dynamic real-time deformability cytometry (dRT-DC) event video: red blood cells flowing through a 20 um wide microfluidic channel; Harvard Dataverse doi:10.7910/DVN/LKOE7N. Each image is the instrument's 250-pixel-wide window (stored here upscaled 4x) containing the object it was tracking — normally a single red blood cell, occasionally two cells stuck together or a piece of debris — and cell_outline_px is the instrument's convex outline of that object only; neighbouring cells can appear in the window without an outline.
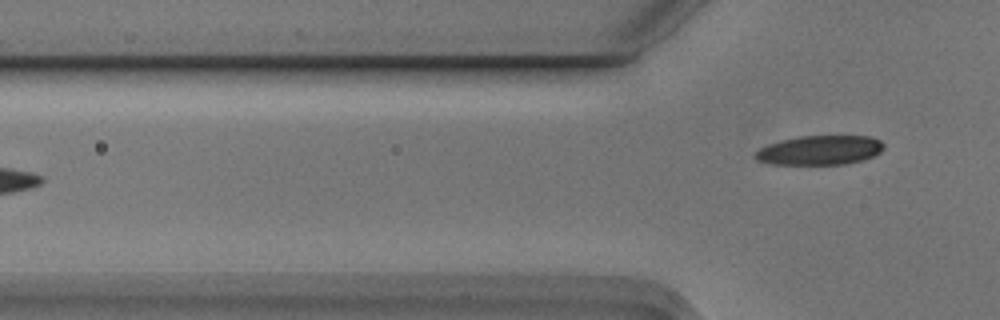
{"species": "Egyptian fruit bat (a non-hibernating species)", "species_latin": "Rousettus aegyptiacus", "temperature_condition": "cold", "stored_images_in_passage": 5, "camera_frame_rate_fps": 3000, "um_per_image_px": 0.085, "animal": {"sex": "male"}, "frame": {"image": 1, "passage_image": 5, "time_ms": 1.333, "image_size_px": [1000, 320], "cell_outline_px": [[884, 148], [880, 152], [872, 156], [860, 160], [844, 164], [772, 164], [756, 160], [756, 152], [760, 148], [768, 144], [800, 136], [872, 136], [880, 140], [884, 144]], "centroid_in_image_um": [69.71, 12.76], "position_along_channel_um": 56.1, "area_um2": 21.73}}